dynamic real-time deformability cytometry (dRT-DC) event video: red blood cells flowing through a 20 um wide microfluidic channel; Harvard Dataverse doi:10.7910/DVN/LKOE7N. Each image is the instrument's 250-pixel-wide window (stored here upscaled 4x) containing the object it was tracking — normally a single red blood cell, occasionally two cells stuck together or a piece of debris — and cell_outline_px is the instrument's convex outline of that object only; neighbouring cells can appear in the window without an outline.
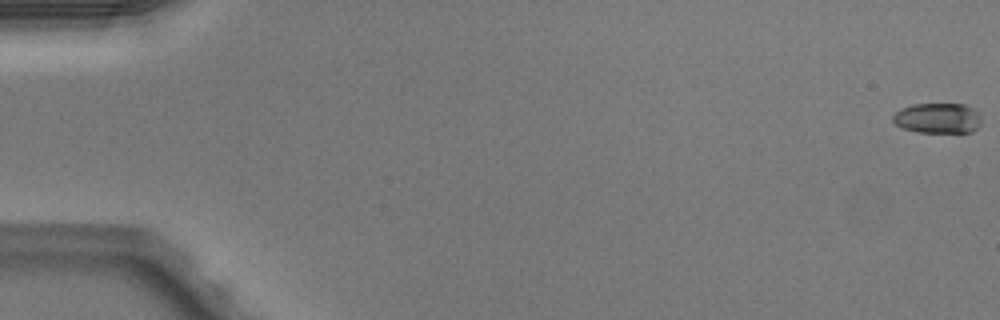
{"species": "Egyptian fruit bat (a non-hibernating species)", "species_latin": "Rousettus aegyptiacus", "temperature_condition": "warm", "stored_images_in_passage": 14, "camera_frame_rate_fps": 3000, "um_per_image_px": 0.085, "animal": {"sex": "male"}, "frame": {"image": 1, "passage_image": 1, "time_ms": 0.0, "image_size_px": [1000, 320], "cell_outline_px": [[980, 124], [972, 132], [916, 132], [904, 128], [896, 124], [892, 120], [892, 116], [900, 108], [912, 104], [964, 104], [972, 108], [980, 116]], "centroid_in_image_um": [79.68, 10.04], "position_along_channel_um": 5.3, "area_um2": 15.55}}